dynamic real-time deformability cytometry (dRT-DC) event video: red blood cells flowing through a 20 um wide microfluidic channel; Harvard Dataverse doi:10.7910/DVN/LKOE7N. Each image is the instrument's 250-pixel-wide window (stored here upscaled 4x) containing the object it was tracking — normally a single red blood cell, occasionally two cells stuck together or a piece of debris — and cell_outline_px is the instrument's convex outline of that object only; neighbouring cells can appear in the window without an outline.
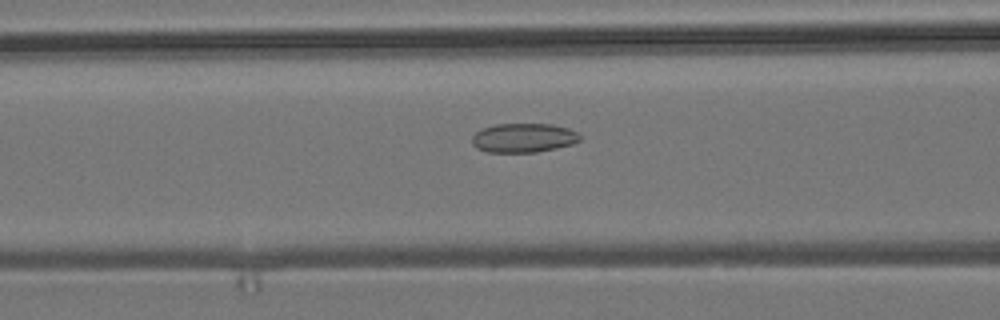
{"species": "common noctule bat (a hibernating species)", "species_latin": "Nyctalus noctula", "temperature_condition": "room temperature", "stored_images_in_passage": 52, "camera_frame_rate_fps": 3000, "um_per_image_px": 0.085, "animal": {"sex": "male", "body_mass_g": 19.2, "forearm_length_mm": 51.8}, "frame": {"image": 1, "passage_image": 22, "time_ms": 7.0, "image_size_px": [1000, 320], "cell_outline_px": [[580, 140], [572, 144], [556, 148], [536, 152], [488, 152], [476, 148], [472, 144], [472, 136], [476, 132], [484, 128], [496, 124], [552, 124], [568, 128], [580, 132]], "centroid_in_image_um": [44.52, 11.71], "position_along_channel_um": 122.1, "area_um2": 18.38}}
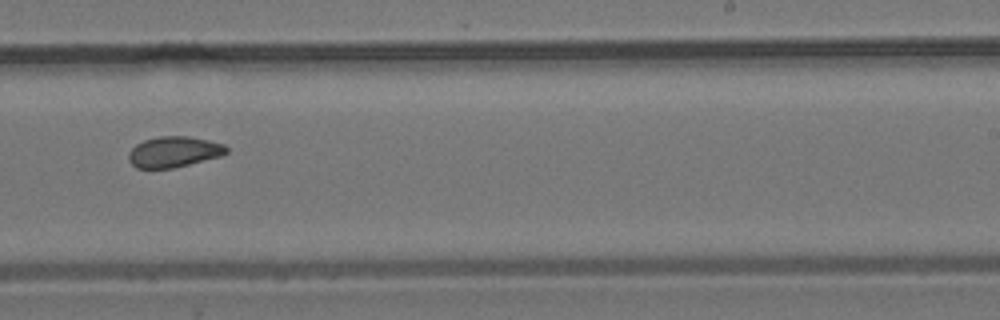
{"frame": {"image": 2, "passage_image": 34, "time_ms": 11.0, "image_size_px": [1000, 320], "cell_outline_px": [[228, 152], [220, 156], [172, 168], [136, 168], [128, 160], [128, 152], [136, 144], [144, 140], [160, 136], [188, 136], [208, 140], [224, 144], [228, 148]], "centroid_in_image_um": [14.76, 12.9], "position_along_channel_um": 274.2, "area_um2": 17.46}}
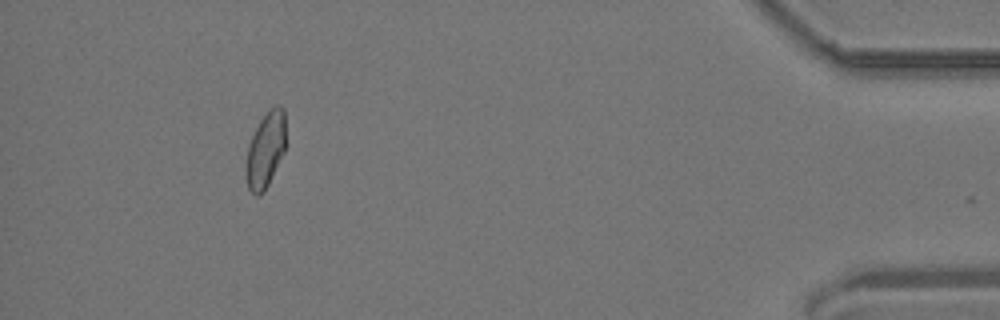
{"frame": {"image": 3, "passage_image": 50, "time_ms": 16.333, "image_size_px": [1000, 320], "cell_outline_px": [[284, 152], [264, 192], [256, 196], [248, 188], [244, 176], [244, 168], [248, 144], [260, 120], [268, 108], [276, 104], [280, 104], [284, 108]], "centroid_in_image_um": [22.53, 12.74], "position_along_channel_um": 412.7, "area_um2": 17.69}, "authors_computed_cell_mechanics": {"area_um2": 18.1492, "velocity_mm_per_s": 3.8088, "shape_relaxation_time_tau1_ms": null, "shape_relaxation_time_tau2_ms": 3.2127, "deformation_change_tau1": null, "deformation_change_tau2": 0.0786}}